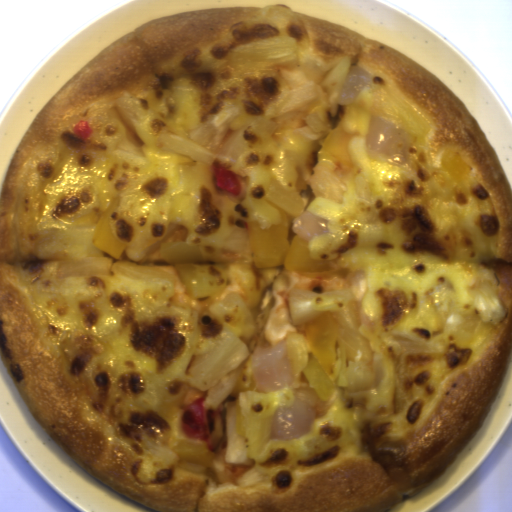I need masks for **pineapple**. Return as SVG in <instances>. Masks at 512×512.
I'll use <instances>...</instances> for the list:
<instances>
[{"instance_id":"pineapple-1","label":"pineapple","mask_w":512,"mask_h":512,"mask_svg":"<svg viewBox=\"0 0 512 512\" xmlns=\"http://www.w3.org/2000/svg\"><path fill=\"white\" fill-rule=\"evenodd\" d=\"M265 199L277 208L282 221L271 228H261L249 221L247 236L255 266L259 270L286 267L289 271L314 280L347 278L346 267L329 259H312L309 239L303 240L293 230L292 222L302 212L308 211L299 191H292L277 178L271 179Z\"/></svg>"},{"instance_id":"pineapple-2","label":"pineapple","mask_w":512,"mask_h":512,"mask_svg":"<svg viewBox=\"0 0 512 512\" xmlns=\"http://www.w3.org/2000/svg\"><path fill=\"white\" fill-rule=\"evenodd\" d=\"M295 329L313 354L303 374L320 402L328 400L334 391L331 376L336 373L338 363L336 344L351 362L367 364L372 357L369 340L358 328L354 331L343 326L337 313L332 311Z\"/></svg>"},{"instance_id":"pineapple-3","label":"pineapple","mask_w":512,"mask_h":512,"mask_svg":"<svg viewBox=\"0 0 512 512\" xmlns=\"http://www.w3.org/2000/svg\"><path fill=\"white\" fill-rule=\"evenodd\" d=\"M159 252L165 263L176 268L189 298L205 300L226 288L227 262L209 261L198 242H162Z\"/></svg>"},{"instance_id":"pineapple-4","label":"pineapple","mask_w":512,"mask_h":512,"mask_svg":"<svg viewBox=\"0 0 512 512\" xmlns=\"http://www.w3.org/2000/svg\"><path fill=\"white\" fill-rule=\"evenodd\" d=\"M279 145L294 151H305L313 144L320 145L316 151L318 163L329 160L335 163L343 173L352 171L353 158L350 149L351 140L360 138L359 132H347L342 125L330 130H321L319 138H307L290 127H280L274 132Z\"/></svg>"},{"instance_id":"pineapple-5","label":"pineapple","mask_w":512,"mask_h":512,"mask_svg":"<svg viewBox=\"0 0 512 512\" xmlns=\"http://www.w3.org/2000/svg\"><path fill=\"white\" fill-rule=\"evenodd\" d=\"M120 199V194H115L107 209L84 214L75 219L72 224L75 229L95 228L92 233L94 246L103 250V252H106L116 260L122 256L126 245L114 235L109 224V219L110 215L119 206Z\"/></svg>"},{"instance_id":"pineapple-6","label":"pineapple","mask_w":512,"mask_h":512,"mask_svg":"<svg viewBox=\"0 0 512 512\" xmlns=\"http://www.w3.org/2000/svg\"><path fill=\"white\" fill-rule=\"evenodd\" d=\"M174 453L186 463L209 465L215 454L210 450L207 441L187 439L180 440L173 446Z\"/></svg>"},{"instance_id":"pineapple-7","label":"pineapple","mask_w":512,"mask_h":512,"mask_svg":"<svg viewBox=\"0 0 512 512\" xmlns=\"http://www.w3.org/2000/svg\"><path fill=\"white\" fill-rule=\"evenodd\" d=\"M440 163L454 180L467 178L472 171L460 152L450 146L443 152Z\"/></svg>"}]
</instances>
